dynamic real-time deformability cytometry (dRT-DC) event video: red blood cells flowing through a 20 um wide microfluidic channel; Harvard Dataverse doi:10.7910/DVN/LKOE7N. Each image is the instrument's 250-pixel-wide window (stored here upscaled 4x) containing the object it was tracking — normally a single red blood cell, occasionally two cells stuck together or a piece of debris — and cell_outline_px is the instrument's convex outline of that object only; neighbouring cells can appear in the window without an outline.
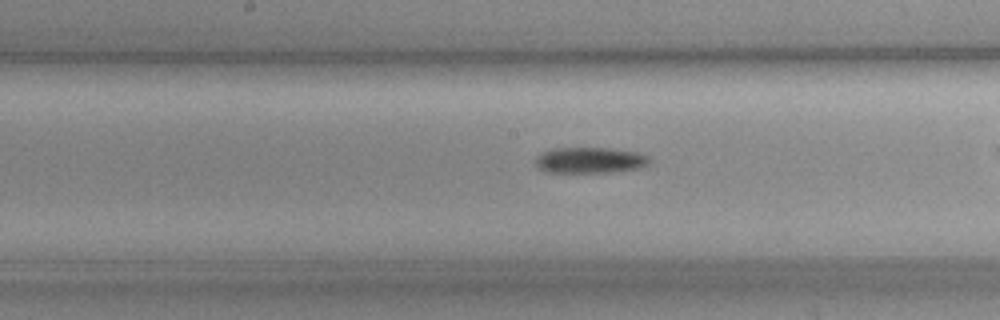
{"species": "common noctule bat (a hibernating species)", "species_latin": "Nyctalus noctula", "temperature_condition": "cold", "stored_images_in_passage": 33, "camera_frame_rate_fps": 3000, "um_per_image_px": 0.085, "animal": {"sex": "female", "body_mass_g": 19.3, "forearm_length_mm": 54.1}, "frame": {"image": 1, "passage_image": 18, "time_ms": 5.667, "image_size_px": [1000, 320], "cell_outline_px": [[652, 160], [648, 164], [636, 168], [608, 172], [548, 172], [536, 168], [536, 156], [552, 148], [608, 148], [636, 152], [648, 156]], "centroid_in_image_um": [50.11, 13.61], "position_along_channel_um": 198.1, "area_um2": 17.05}}
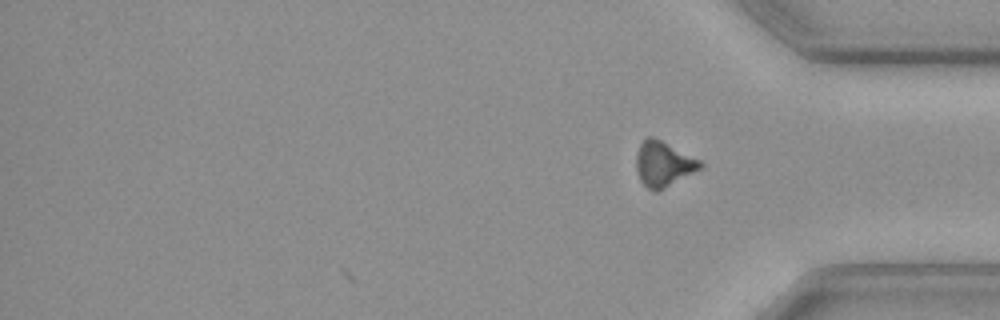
{"frame": {"image": 2, "passage_image": 33, "time_ms": 10.667, "image_size_px": [1000, 320], "cell_outline_px": [[704, 164], [700, 168], [664, 188], [656, 192], [652, 192], [640, 180], [636, 168], [636, 152], [640, 144], [648, 136], [652, 136], [700, 160]], "centroid_in_image_um": [56.35, 13.94], "position_along_channel_um": 378.9, "area_um2": 16.47}}